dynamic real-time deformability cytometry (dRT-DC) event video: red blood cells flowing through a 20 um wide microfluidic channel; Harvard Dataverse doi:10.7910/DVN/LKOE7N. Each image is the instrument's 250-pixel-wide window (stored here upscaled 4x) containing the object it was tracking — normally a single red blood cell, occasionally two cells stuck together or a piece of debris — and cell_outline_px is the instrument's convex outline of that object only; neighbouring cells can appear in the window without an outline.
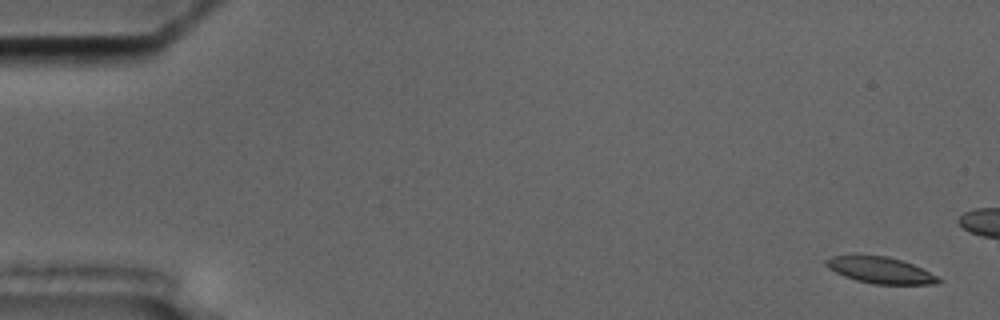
{"species": "common noctule bat (a hibernating species)", "species_latin": "Nyctalus noctula", "temperature_condition": "cold", "stored_images_in_passage": 5, "camera_frame_rate_fps": 3000, "um_per_image_px": 0.085, "animal": {"sex": "male", "body_mass_g": 17.5, "forearm_length_mm": 52.3}, "frame": {"image": 1, "passage_image": 1, "time_ms": 0.0, "image_size_px": [1000, 320], "cell_outline_px": [[944, 280], [940, 284], [872, 284], [856, 280], [844, 276], [828, 268], [824, 264], [824, 260], [832, 256], [888, 256], [912, 264]], "centroid_in_image_um": [74.83, 22.98], "position_along_channel_um": 10.2, "area_um2": 17.05}}